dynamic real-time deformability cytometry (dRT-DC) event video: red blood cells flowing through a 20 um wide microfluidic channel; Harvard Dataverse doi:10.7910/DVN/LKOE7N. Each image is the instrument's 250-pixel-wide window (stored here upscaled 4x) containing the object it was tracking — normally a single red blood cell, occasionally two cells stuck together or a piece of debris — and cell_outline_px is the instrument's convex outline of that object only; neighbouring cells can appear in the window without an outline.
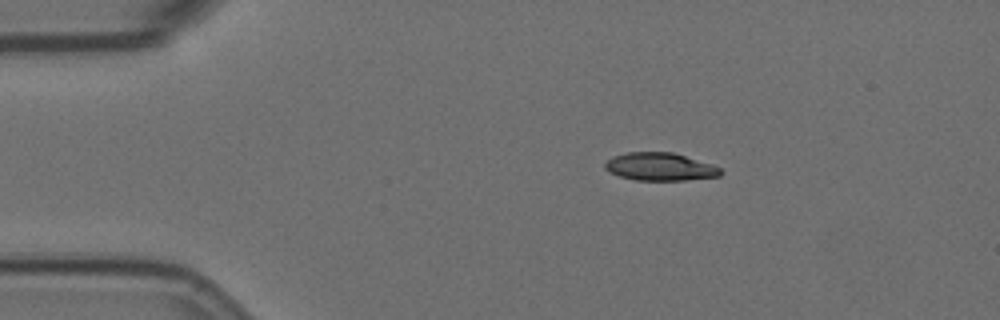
{"species": "Egyptian fruit bat (a non-hibernating species)", "species_latin": "Rousettus aegyptiacus", "temperature_condition": "room temperature", "stored_images_in_passage": 40, "camera_frame_rate_fps": 3000, "um_per_image_px": 0.085, "animal": {"sex": "female"}, "frame": {"image": 1, "passage_image": 1, "time_ms": 0.0, "image_size_px": [1000, 320], "cell_outline_px": [[724, 172], [720, 176], [684, 180], [636, 180], [620, 176], [608, 172], [604, 168], [604, 164], [612, 156], [628, 152], [672, 152], [712, 164], [720, 168]], "centroid_in_image_um": [56.09, 14.17], "position_along_channel_um": 28.9, "area_um2": 18.79}}
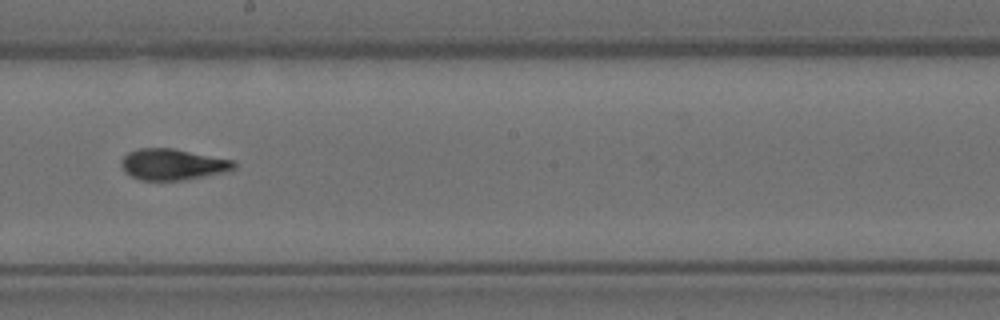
{"frame": {"image": 2, "passage_image": 23, "time_ms": 7.333, "image_size_px": [1000, 320], "cell_outline_px": [[236, 168], [224, 172], [184, 180], [140, 180], [124, 172], [120, 164], [120, 160], [128, 152], [140, 148], [172, 148], [232, 160], [236, 164]], "centroid_in_image_um": [14.63, 13.97], "position_along_channel_um": 233.6, "area_um2": 20.35}}
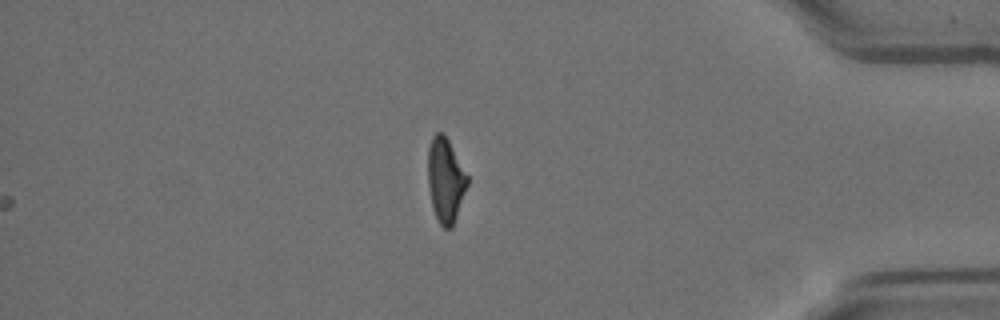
{"frame": {"image": 3, "passage_image": 40, "time_ms": 13.0, "image_size_px": [1000, 320], "cell_outline_px": [[468, 184], [452, 228], [444, 228], [440, 224], [432, 208], [428, 184], [428, 148], [432, 136], [436, 132], [444, 132], [468, 176]], "centroid_in_image_um": [37.86, 15.29], "position_along_channel_um": 397.3, "area_um2": 19.36}, "authors_computed_cell_mechanics": {"area_um2": 20.2011, "velocity_mm_per_s": 3.518, "shape_relaxation_time_tau1_ms": 5.7976, "shape_relaxation_time_tau2_ms": 1.6527, "deformation_change_tau1": 0.21, "deformation_change_tau2": 0.0772}}